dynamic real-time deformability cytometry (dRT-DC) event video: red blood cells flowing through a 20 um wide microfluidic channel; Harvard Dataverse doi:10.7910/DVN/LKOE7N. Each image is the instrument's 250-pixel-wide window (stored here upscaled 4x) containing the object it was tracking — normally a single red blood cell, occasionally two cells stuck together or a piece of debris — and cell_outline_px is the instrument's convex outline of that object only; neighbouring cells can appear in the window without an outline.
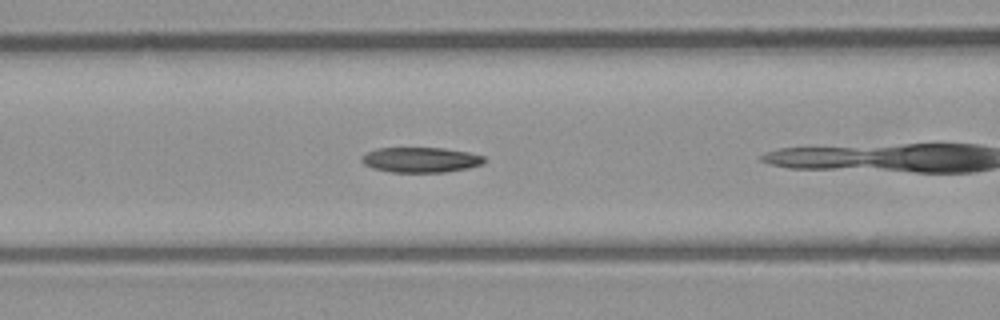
{"species": "common noctule bat (a hibernating species)", "species_latin": "Nyctalus noctula", "temperature_condition": "room temperature", "stored_images_in_passage": 25, "camera_frame_rate_fps": 3000, "um_per_image_px": 0.085, "animal": {"sex": "male", "body_mass_g": 23.1, "forearm_length_mm": 52.7}, "frame": {"image": 1, "passage_image": 6, "time_ms": 1.667, "image_size_px": [1000, 320], "cell_outline_px": [[484, 164], [468, 168], [444, 172], [392, 172], [372, 168], [364, 164], [360, 160], [368, 152], [376, 148], [444, 148], [468, 152], [484, 156]], "centroid_in_image_um": [35.77, 13.58], "position_along_channel_um": 130.8, "area_um2": 17.92}}
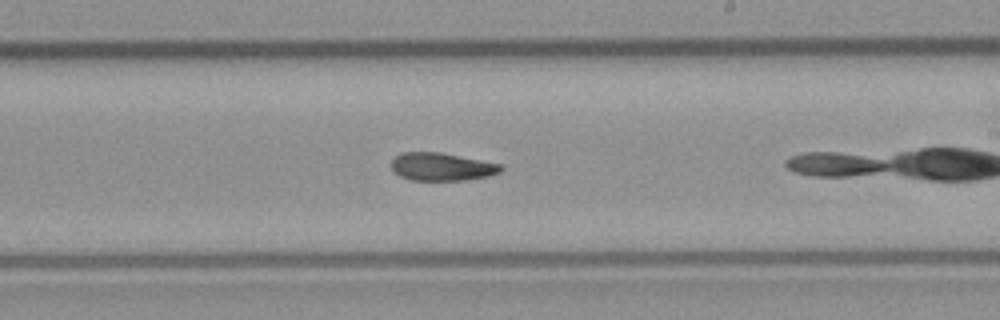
{"frame": {"image": 2, "passage_image": 15, "time_ms": 4.667, "image_size_px": [1000, 320], "cell_outline_px": [[504, 168], [500, 172], [488, 176], [468, 180], [412, 180], [400, 176], [392, 172], [392, 160], [396, 156], [404, 152], [440, 152], [500, 164]], "centroid_in_image_um": [37.54, 14.18], "position_along_channel_um": 251.5, "area_um2": 17.74}}
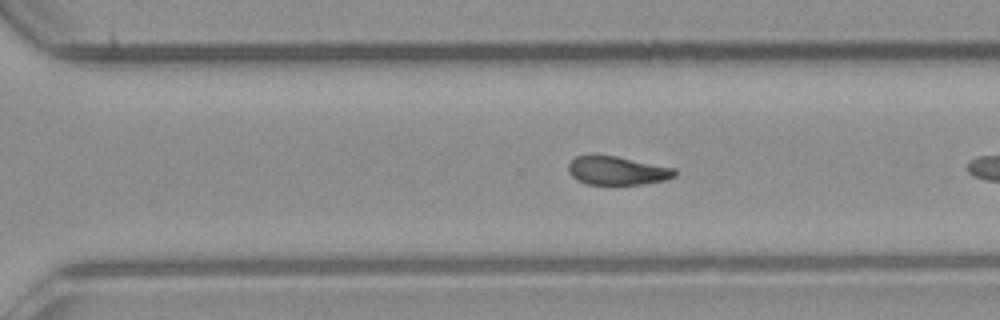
{"frame": {"image": 3, "passage_image": 20, "time_ms": 6.333, "image_size_px": [1000, 320], "cell_outline_px": [[676, 176], [664, 180], [644, 184], [588, 184], [576, 180], [568, 172], [568, 164], [576, 156], [592, 152], [616, 156], [676, 168]], "centroid_in_image_um": [52.41, 14.47], "position_along_channel_um": 318.2, "area_um2": 18.15}}